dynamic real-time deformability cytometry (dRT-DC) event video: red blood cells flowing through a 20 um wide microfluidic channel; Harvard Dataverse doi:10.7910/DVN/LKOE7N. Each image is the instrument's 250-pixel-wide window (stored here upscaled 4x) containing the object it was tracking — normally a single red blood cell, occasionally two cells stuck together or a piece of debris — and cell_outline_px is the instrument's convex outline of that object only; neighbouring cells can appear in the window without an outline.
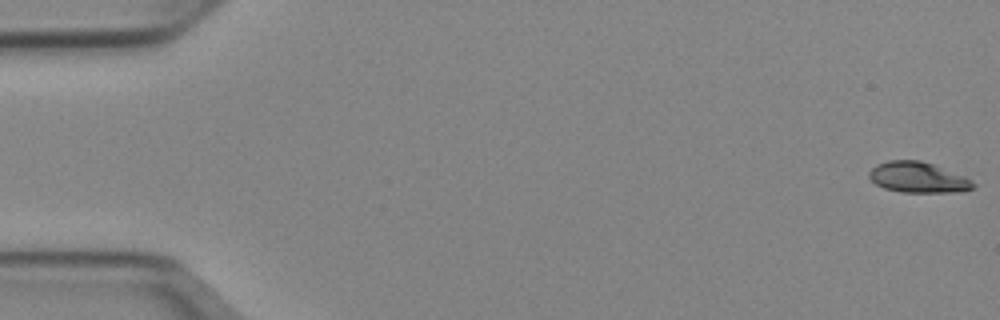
{"species": "Egyptian fruit bat (a non-hibernating species)", "species_latin": "Rousettus aegyptiacus", "temperature_condition": "cold", "stored_images_in_passage": 52, "camera_frame_rate_fps": 3000, "um_per_image_px": 0.085, "animal": {"sex": "female"}, "frame": {"image": 1, "passage_image": 1, "time_ms": 0.0, "image_size_px": [1000, 320], "cell_outline_px": [[976, 184], [972, 188], [952, 192], [900, 192], [884, 188], [876, 184], [868, 176], [868, 172], [876, 164], [888, 160], [920, 160], [932, 164], [964, 176], [972, 180]], "centroid_in_image_um": [77.99, 15.07], "position_along_channel_um": 7.0, "area_um2": 18.44}}
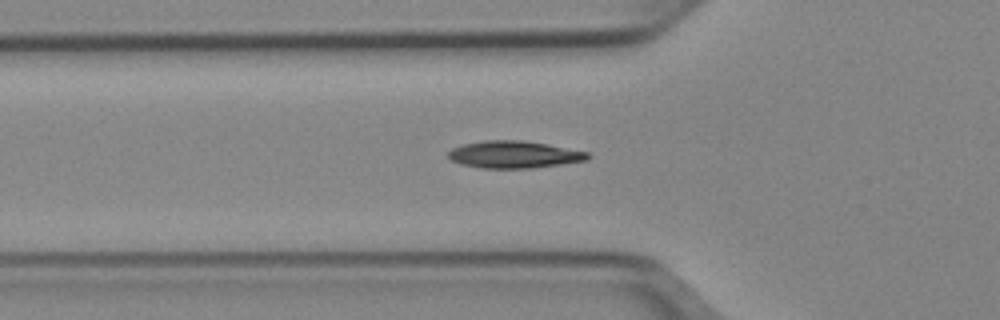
{"frame": {"image": 2, "passage_image": 18, "time_ms": 5.667, "image_size_px": [1000, 320], "cell_outline_px": [[592, 156], [588, 160], [532, 168], [480, 168], [460, 164], [452, 160], [448, 156], [448, 152], [452, 148], [464, 144], [484, 140], [520, 140], [544, 144], [588, 152]], "centroid_in_image_um": [43.68, 13.14], "position_along_channel_um": 82.1, "area_um2": 21.91}}
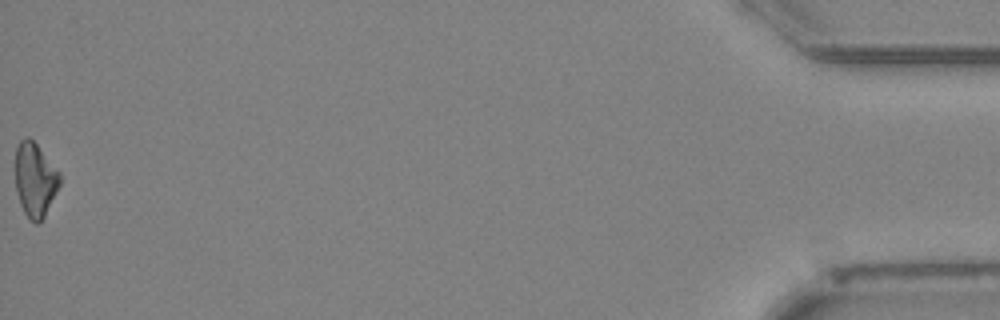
{"frame": {"image": 3, "passage_image": 52, "time_ms": 17.0, "image_size_px": [1000, 320], "cell_outline_px": [[60, 184], [44, 216], [36, 224], [24, 212], [20, 204], [16, 192], [16, 148], [20, 140], [24, 136], [28, 136], [36, 144], [60, 172]], "centroid_in_image_um": [2.97, 15.24], "position_along_channel_um": 432.2, "area_um2": 18.9}, "authors_computed_cell_mechanics": {"area_um2": 20.2878, "velocity_mm_per_s": 3.9689, "shape_relaxation_time_tau1_ms": 7.2141, "shape_relaxation_time_tau2_ms": 9.8605, "deformation_change_tau1": 0.1529, "deformation_change_tau2": 0.1365}}